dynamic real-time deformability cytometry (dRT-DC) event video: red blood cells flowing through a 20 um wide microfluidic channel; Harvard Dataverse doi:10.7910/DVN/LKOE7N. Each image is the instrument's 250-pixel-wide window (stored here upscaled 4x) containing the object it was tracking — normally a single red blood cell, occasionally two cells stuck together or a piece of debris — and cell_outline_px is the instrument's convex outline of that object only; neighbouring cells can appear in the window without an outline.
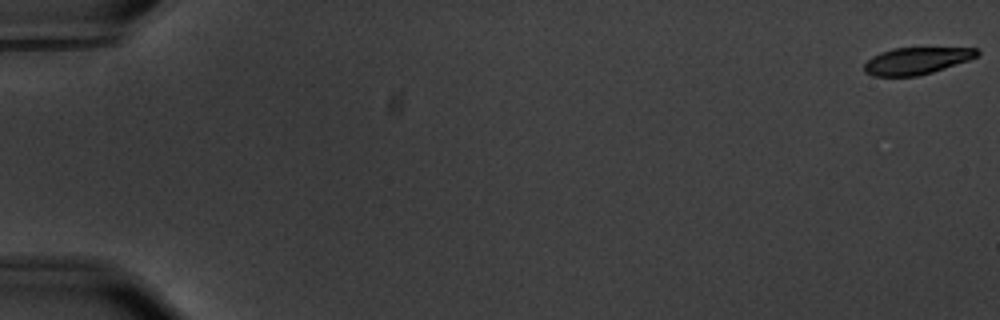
{"species": "common noctule bat (a hibernating species)", "species_latin": "Nyctalus noctula", "temperature_condition": "warm", "stored_images_in_passage": 59, "camera_frame_rate_fps": 3000, "um_per_image_px": 0.085, "animal": {"sex": "male", "body_mass_g": 20.1, "forearm_length_mm": 53.5}, "frame": {"image": 1, "passage_image": 1, "time_ms": 0.0, "image_size_px": [1000, 320], "cell_outline_px": [[980, 52], [976, 56], [968, 60], [932, 72], [916, 76], [872, 76], [864, 72], [864, 64], [872, 56], [880, 52], [892, 48], [980, 48]], "centroid_in_image_um": [77.87, 5.16], "position_along_channel_um": 7.1, "area_um2": 17.63}}
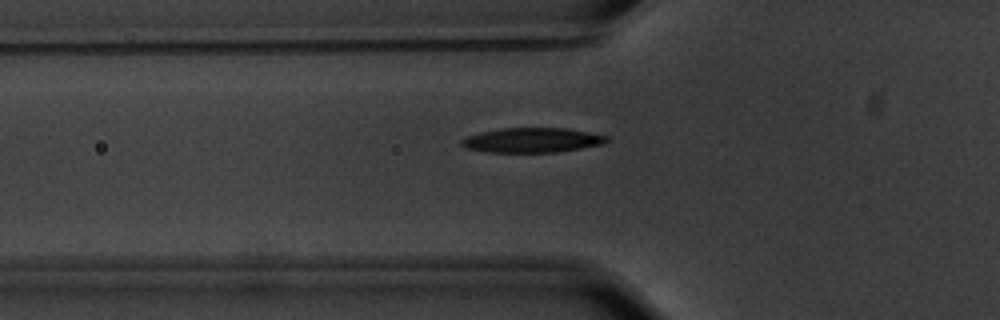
{"frame": {"image": 2, "passage_image": 22, "time_ms": 7.0, "image_size_px": [1000, 320], "cell_outline_px": [[608, 140], [604, 144], [560, 152], [488, 152], [468, 148], [460, 144], [460, 140], [468, 136], [480, 132], [500, 128], [568, 128], [608, 136]], "centroid_in_image_um": [45.25, 11.91], "position_along_channel_um": 80.5, "area_um2": 20.92}}
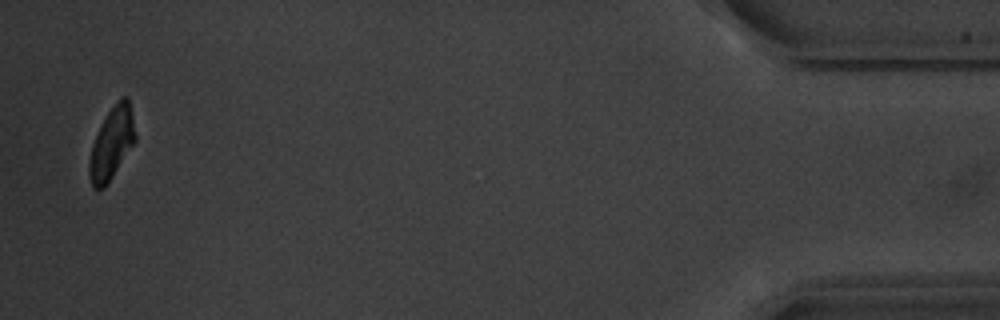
{"frame": {"image": 3, "passage_image": 58, "time_ms": 19.0, "image_size_px": [1000, 320], "cell_outline_px": [[136, 140], [104, 188], [92, 188], [88, 176], [88, 164], [92, 144], [100, 124], [108, 112], [120, 96], [128, 96], [136, 136]], "centroid_in_image_um": [9.47, 12.17], "position_along_channel_um": 425.7, "area_um2": 19.19}, "authors_computed_cell_mechanics": {"area_um2": 20.8658, "velocity_mm_per_s": 3.5172, "shape_relaxation_time_tau1_ms": 2.8833, "shape_relaxation_time_tau2_ms": 6.339, "deformation_change_tau1": 0.1404, "deformation_change_tau2": 0.1162}}